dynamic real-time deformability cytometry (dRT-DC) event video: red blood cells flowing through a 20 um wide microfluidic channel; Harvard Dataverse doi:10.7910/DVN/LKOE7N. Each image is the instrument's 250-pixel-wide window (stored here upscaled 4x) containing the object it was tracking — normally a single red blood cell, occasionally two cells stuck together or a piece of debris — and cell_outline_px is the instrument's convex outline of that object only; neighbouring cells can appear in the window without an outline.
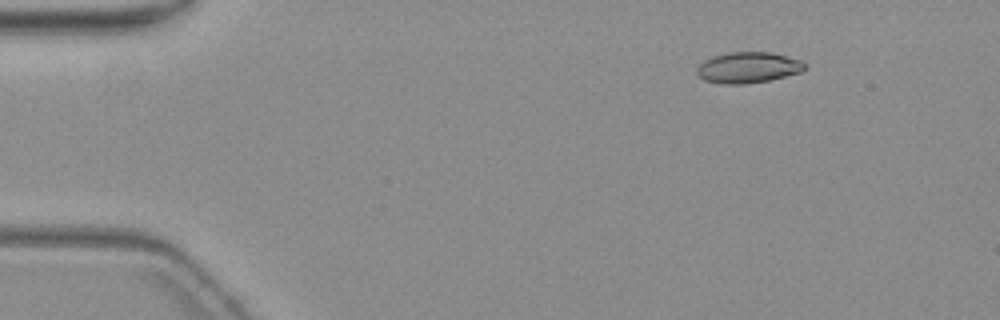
{"species": "common noctule bat (a hibernating species)", "species_latin": "Nyctalus noctula", "temperature_condition": "warm", "stored_images_in_passage": 3, "camera_frame_rate_fps": 3000, "um_per_image_px": 0.085, "animal": {"sex": "female", "body_mass_g": 19.3, "forearm_length_mm": 54.1}, "frame": {"image": 1, "passage_image": 3, "time_ms": 5.333, "image_size_px": [1000, 320], "cell_outline_px": [[808, 68], [800, 72], [768, 80], [744, 84], [724, 84], [704, 80], [696, 72], [696, 68], [704, 60], [712, 56], [728, 52], [772, 52], [804, 60], [808, 64]], "centroid_in_image_um": [63.63, 5.72], "position_along_channel_um": 21.4, "area_um2": 19.65}}